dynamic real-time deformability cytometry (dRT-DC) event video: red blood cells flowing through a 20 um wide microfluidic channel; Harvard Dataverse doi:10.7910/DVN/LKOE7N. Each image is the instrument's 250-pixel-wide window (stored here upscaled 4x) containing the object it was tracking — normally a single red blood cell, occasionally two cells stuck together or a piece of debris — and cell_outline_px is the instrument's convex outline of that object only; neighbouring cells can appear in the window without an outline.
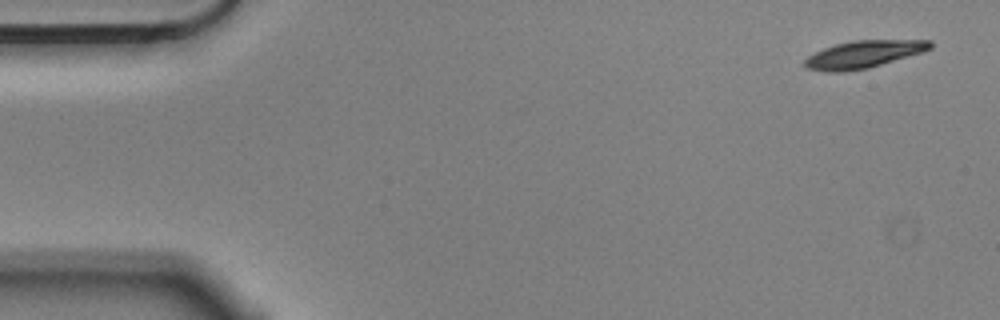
{"species": "Egyptian fruit bat (a non-hibernating species)", "species_latin": "Rousettus aegyptiacus", "temperature_condition": "cold", "stored_images_in_passage": 9, "camera_frame_rate_fps": 3000, "um_per_image_px": 0.085, "animal": {"sex": "male"}, "frame": {"image": 1, "passage_image": 1, "time_ms": 0.0, "image_size_px": [1000, 320], "cell_outline_px": [[932, 48], [924, 52], [868, 68], [840, 72], [828, 72], [804, 68], [800, 64], [808, 56], [824, 48], [836, 44], [852, 40], [932, 40]], "centroid_in_image_um": [73.38, 4.62], "position_along_channel_um": 11.6, "area_um2": 20.17}}
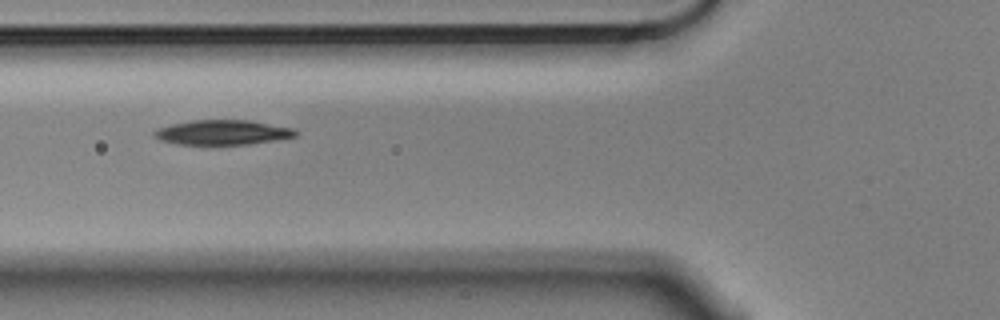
{"frame": {"image": 2, "passage_image": 6, "time_ms": 1.667, "image_size_px": [1000, 320], "cell_outline_px": [[300, 132], [296, 136], [276, 140], [248, 144], [176, 144], [160, 140], [152, 136], [152, 132], [156, 128], [172, 124], [192, 120], [248, 120], [296, 128]], "centroid_in_image_um": [18.92, 11.25], "position_along_channel_um": 106.9, "area_um2": 20.58}}
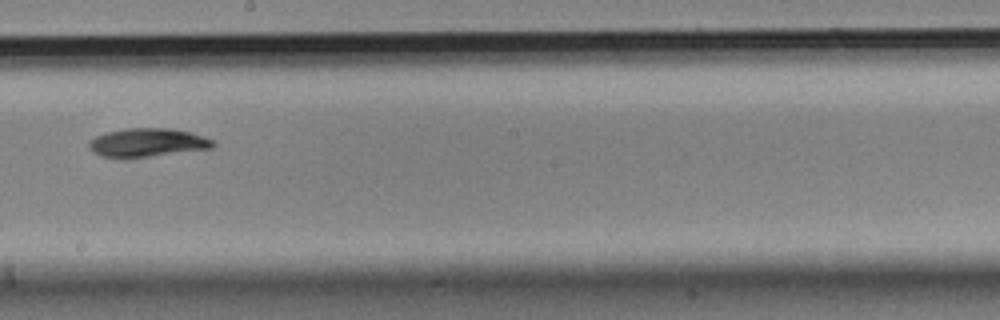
{"frame": {"image": 3, "passage_image": 9, "time_ms": 2.667, "image_size_px": [1000, 320], "cell_outline_px": [[216, 144], [212, 148], [148, 156], [100, 156], [92, 152], [88, 148], [88, 140], [96, 136], [108, 132], [124, 128], [172, 128], [192, 132], [216, 140]], "centroid_in_image_um": [12.56, 12.09], "position_along_channel_um": 235.6, "area_um2": 20.46}}